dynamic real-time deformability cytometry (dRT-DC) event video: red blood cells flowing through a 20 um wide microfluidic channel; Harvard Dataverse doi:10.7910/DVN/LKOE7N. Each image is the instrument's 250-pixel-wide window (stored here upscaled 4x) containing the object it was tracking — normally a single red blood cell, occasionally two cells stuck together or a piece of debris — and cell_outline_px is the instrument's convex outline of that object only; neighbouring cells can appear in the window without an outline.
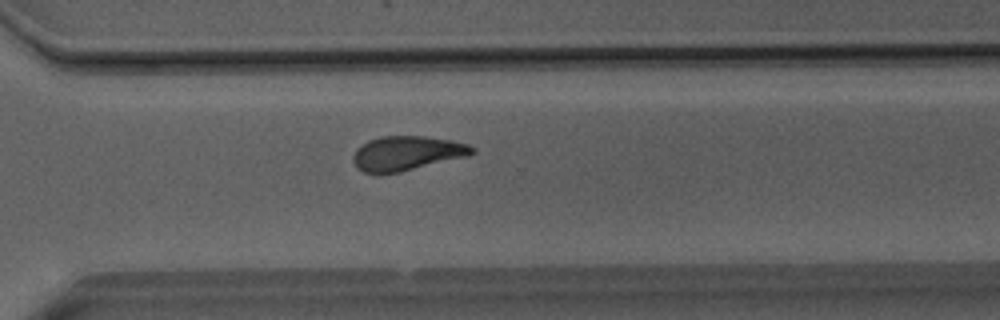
{"species": "Egyptian fruit bat (a non-hibernating species)", "species_latin": "Rousettus aegyptiacus", "temperature_condition": "room temperature", "stored_images_in_passage": 50, "camera_frame_rate_fps": 3000, "um_per_image_px": 0.085, "animal": {"sex": "male"}, "frame": {"image": 1, "passage_image": 36, "time_ms": 11.667, "image_size_px": [1000, 320], "cell_outline_px": [[476, 152], [468, 156], [400, 172], [364, 172], [352, 160], [352, 156], [356, 148], [368, 140], [380, 136], [424, 136], [448, 140], [468, 144], [476, 148]], "centroid_in_image_um": [34.6, 13.01], "position_along_channel_um": 336.0, "area_um2": 23.64}}
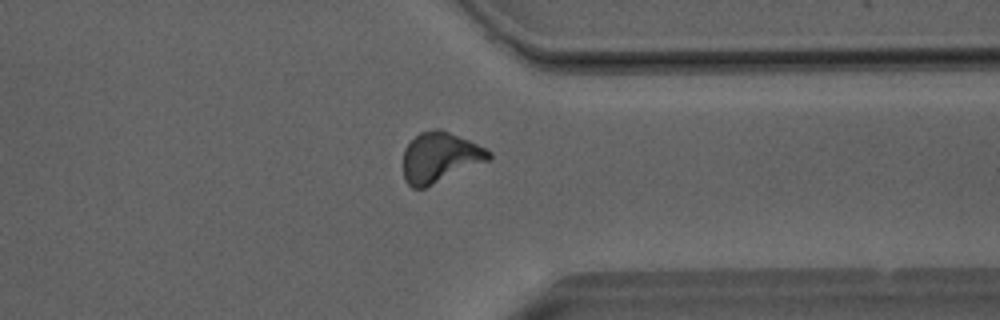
{"frame": {"image": 2, "passage_image": 39, "time_ms": 12.667, "image_size_px": [1000, 320], "cell_outline_px": [[492, 156], [488, 160], [424, 188], [412, 188], [404, 180], [404, 148], [420, 132], [436, 128], [440, 128], [468, 140], [492, 152]], "centroid_in_image_um": [37.37, 13.37], "position_along_channel_um": 374.0, "area_um2": 24.62}}
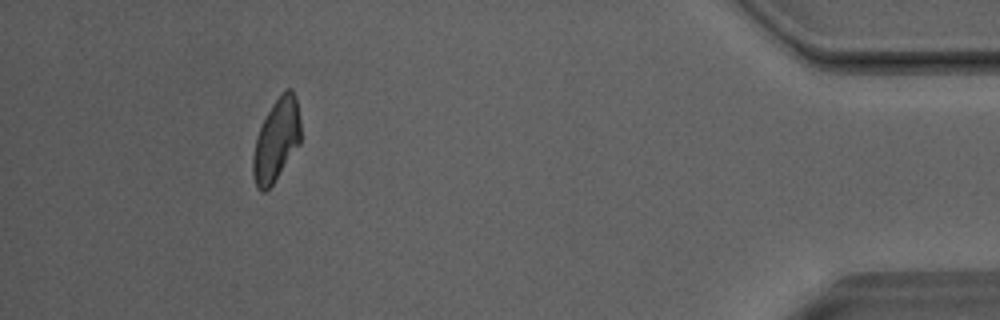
{"frame": {"image": 3, "passage_image": 46, "time_ms": 15.0, "image_size_px": [1000, 320], "cell_outline_px": [[300, 144], [272, 184], [264, 192], [260, 192], [256, 188], [252, 176], [252, 156], [256, 136], [272, 104], [284, 88], [292, 88], [296, 96], [300, 120]], "centroid_in_image_um": [23.48, 11.89], "position_along_channel_um": 411.7, "area_um2": 23.06}, "authors_computed_cell_mechanics": {"area_um2": 24.276, "velocity_mm_per_s": 4.0337, "shape_relaxation_time_tau1_ms": 8.6719, "shape_relaxation_time_tau2_ms": 2.6193, "deformation_change_tau1": 0.2186, "deformation_change_tau2": 0.1086}}